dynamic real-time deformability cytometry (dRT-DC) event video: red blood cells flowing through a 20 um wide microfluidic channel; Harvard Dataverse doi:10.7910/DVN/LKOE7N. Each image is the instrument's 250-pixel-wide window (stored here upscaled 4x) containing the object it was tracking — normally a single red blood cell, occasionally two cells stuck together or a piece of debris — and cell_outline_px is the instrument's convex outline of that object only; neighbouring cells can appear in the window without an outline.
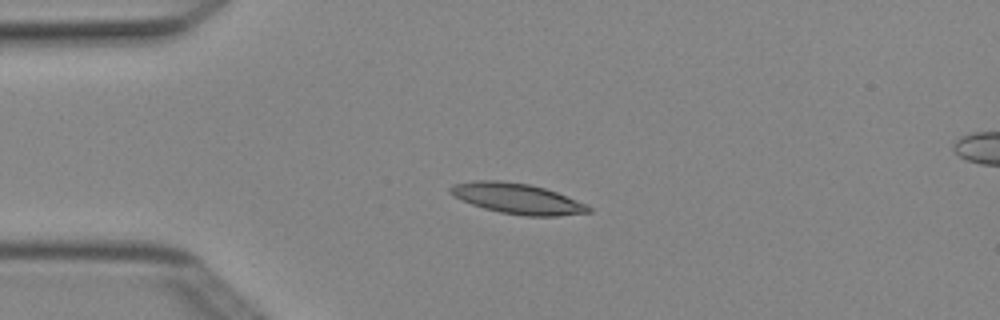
{"species": "Egyptian fruit bat (a non-hibernating species)", "species_latin": "Rousettus aegyptiacus", "temperature_condition": "cold", "stored_images_in_passage": 5, "camera_frame_rate_fps": 3000, "um_per_image_px": 0.085, "animal": {"sex": "female"}, "frame": {"image": 1, "passage_image": 4, "time_ms": 1.0, "image_size_px": [1000, 320], "cell_outline_px": [[592, 212], [556, 216], [524, 216], [500, 212], [484, 208], [472, 204], [452, 196], [448, 192], [448, 188], [452, 184], [476, 180], [500, 180], [528, 184], [544, 188], [556, 192], [588, 204], [592, 208]], "centroid_in_image_um": [43.96, 16.88], "position_along_channel_um": 41.0, "area_um2": 24.68}}